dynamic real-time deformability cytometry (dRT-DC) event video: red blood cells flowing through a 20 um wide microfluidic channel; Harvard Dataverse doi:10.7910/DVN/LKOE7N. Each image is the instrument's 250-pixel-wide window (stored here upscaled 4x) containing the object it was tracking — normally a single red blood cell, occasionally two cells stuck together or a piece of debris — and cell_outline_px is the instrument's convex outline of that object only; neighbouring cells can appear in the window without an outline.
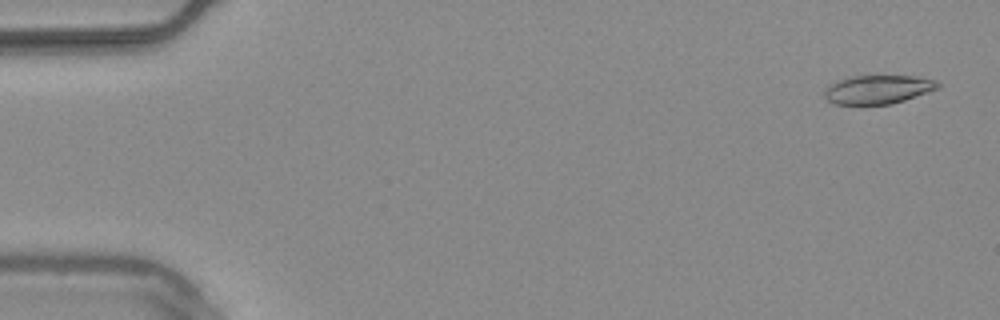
{"species": "common noctule bat (a hibernating species)", "species_latin": "Nyctalus noctula", "temperature_condition": "warm", "stored_images_in_passage": 54, "camera_frame_rate_fps": 3000, "um_per_image_px": 0.085, "animal": {"sex": "male", "body_mass_g": 20.4}, "frame": {"image": 1, "passage_image": 2, "time_ms": 0.333, "image_size_px": [1000, 320], "cell_outline_px": [[940, 88], [892, 104], [860, 108], [832, 104], [824, 96], [824, 92], [828, 84], [836, 80], [848, 76], [916, 76], [936, 80], [940, 84]], "centroid_in_image_um": [74.54, 7.65], "position_along_channel_um": 10.5, "area_um2": 20.0}}
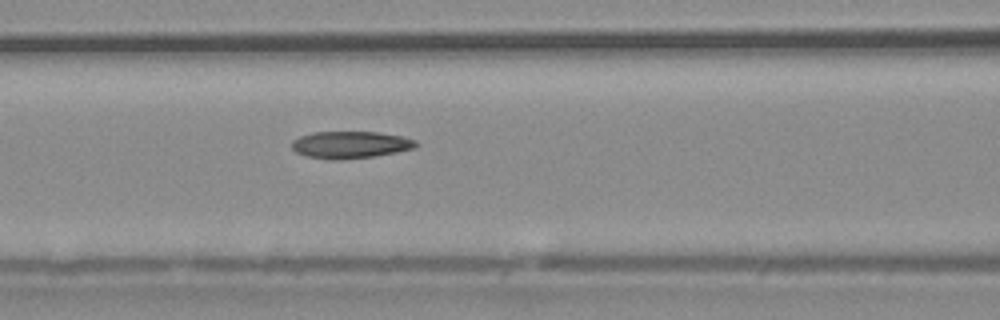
{"frame": {"image": 2, "passage_image": 23, "time_ms": 7.333, "image_size_px": [1000, 320], "cell_outline_px": [[420, 144], [416, 148], [376, 156], [340, 160], [332, 160], [308, 156], [296, 152], [292, 148], [292, 140], [300, 136], [312, 132], [376, 132], [404, 136], [416, 140]], "centroid_in_image_um": [29.82, 12.3], "position_along_channel_um": 136.8, "area_um2": 19.77}}
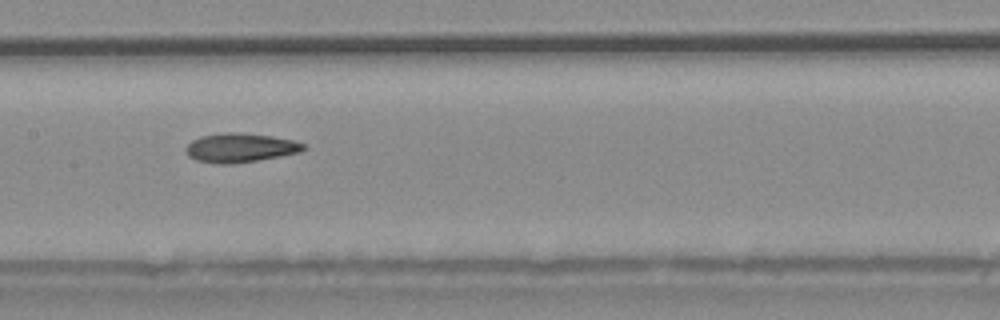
{"frame": {"image": 3, "passage_image": 27, "time_ms": 8.667, "image_size_px": [1000, 320], "cell_outline_px": [[308, 148], [300, 152], [280, 156], [232, 164], [216, 164], [196, 160], [188, 156], [188, 144], [192, 140], [200, 136], [224, 132], [236, 132], [272, 136], [296, 140], [304, 144]], "centroid_in_image_um": [20.46, 12.55], "position_along_channel_um": 186.9, "area_um2": 19.94}, "authors_computed_cell_mechanics": {"area_um2": 19.7676, "velocity_mm_per_s": 3.7578, "shape_relaxation_time_tau1_ms": null, "shape_relaxation_time_tau2_ms": 3.7083, "deformation_change_tau1": null, "deformation_change_tau2": 0.117}}